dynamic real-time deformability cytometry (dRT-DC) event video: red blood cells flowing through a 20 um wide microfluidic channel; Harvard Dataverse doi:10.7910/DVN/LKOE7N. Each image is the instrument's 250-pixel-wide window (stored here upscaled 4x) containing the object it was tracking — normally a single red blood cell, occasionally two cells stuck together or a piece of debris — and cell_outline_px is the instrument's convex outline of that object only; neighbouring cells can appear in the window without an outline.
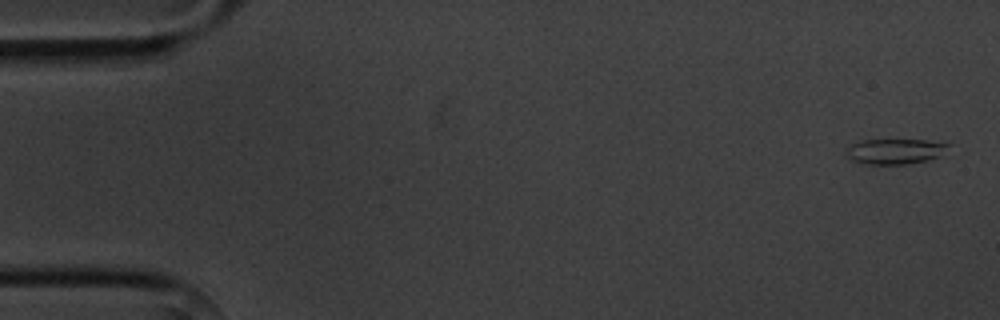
{"species": "common noctule bat (a hibernating species)", "species_latin": "Nyctalus noctula", "temperature_condition": "cold", "stored_images_in_passage": 5, "camera_frame_rate_fps": 3000, "um_per_image_px": 0.085, "animal": {"sex": "male", "body_mass_g": 20.1, "forearm_length_mm": 53.5}, "frame": {"image": 1, "passage_image": 1, "time_ms": 0.0, "image_size_px": [1000, 320], "cell_outline_px": [[952, 144], [940, 156], [928, 160], [908, 164], [864, 164], [852, 160], [844, 152], [844, 148], [860, 140], [928, 140]], "centroid_in_image_um": [76.06, 12.86], "position_along_channel_um": 8.9, "area_um2": 15.26}}
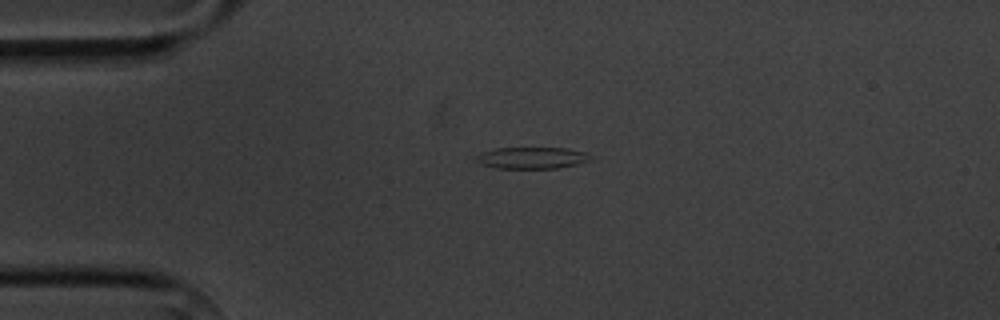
{"frame": {"image": 2, "passage_image": 4, "time_ms": 3.667, "image_size_px": [1000, 320], "cell_outline_px": [[592, 160], [576, 164], [556, 168], [496, 168], [480, 164], [476, 160], [476, 156], [480, 152], [496, 148], [568, 148], [588, 152]], "centroid_in_image_um": [45.21, 13.41], "position_along_channel_um": 39.8, "area_um2": 14.45}}